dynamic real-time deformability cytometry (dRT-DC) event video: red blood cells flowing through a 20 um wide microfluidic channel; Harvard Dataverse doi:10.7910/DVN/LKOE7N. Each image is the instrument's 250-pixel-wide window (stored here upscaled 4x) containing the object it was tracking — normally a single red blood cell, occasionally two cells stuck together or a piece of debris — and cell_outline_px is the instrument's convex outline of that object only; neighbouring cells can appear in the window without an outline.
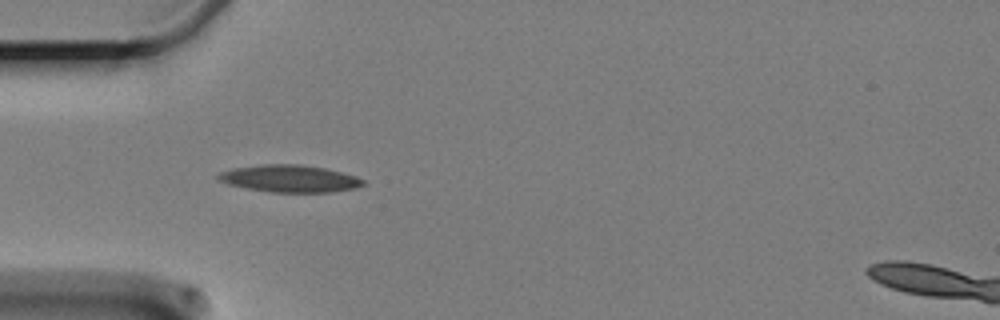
{"species": "Egyptian fruit bat (a non-hibernating species)", "species_latin": "Rousettus aegyptiacus", "temperature_condition": "cold", "stored_images_in_passage": 16, "segment_of_instrument_passage": [1, 2], "camera_frame_rate_fps": 3000, "um_per_image_px": 0.085, "animal": {"sex": "female"}, "frame": {"image": 1, "passage_image": 4, "time_ms": 3.667, "image_size_px": [1000, 320], "cell_outline_px": [[364, 184], [352, 188], [332, 192], [272, 192], [244, 188], [228, 184], [220, 180], [216, 176], [220, 172], [236, 168], [264, 164], [300, 164], [324, 168], [356, 176], [364, 180]], "centroid_in_image_um": [24.6, 15.18], "position_along_channel_um": 60.4, "area_um2": 22.66}}